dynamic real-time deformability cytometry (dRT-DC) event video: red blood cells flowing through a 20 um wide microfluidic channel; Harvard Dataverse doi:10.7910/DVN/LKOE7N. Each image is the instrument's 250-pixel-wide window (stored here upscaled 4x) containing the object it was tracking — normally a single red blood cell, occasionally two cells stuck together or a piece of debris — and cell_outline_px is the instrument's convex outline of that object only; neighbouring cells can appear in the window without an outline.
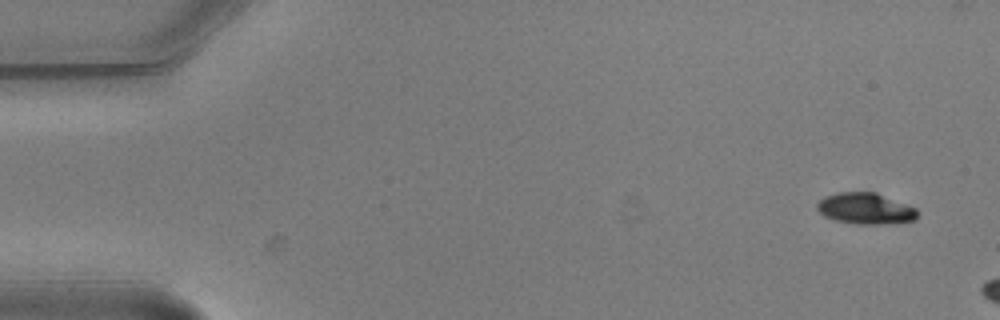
{"species": "common noctule bat (a hibernating species)", "species_latin": "Nyctalus noctula", "temperature_condition": "warm", "stored_images_in_passage": 3, "camera_frame_rate_fps": 3000, "um_per_image_px": 0.085, "animal": {"sex": "male", "body_mass_g": 20.5, "forearm_length_mm": 52.5}, "frame": {"image": 1, "passage_image": 1, "time_ms": 0.0, "image_size_px": [1000, 320], "cell_outline_px": [[920, 212], [916, 220], [896, 224], [856, 224], [836, 220], [824, 216], [816, 208], [816, 204], [824, 196], [836, 192], [876, 192], [916, 208]], "centroid_in_image_um": [73.6, 17.73], "position_along_channel_um": 11.4, "area_um2": 18.55}}